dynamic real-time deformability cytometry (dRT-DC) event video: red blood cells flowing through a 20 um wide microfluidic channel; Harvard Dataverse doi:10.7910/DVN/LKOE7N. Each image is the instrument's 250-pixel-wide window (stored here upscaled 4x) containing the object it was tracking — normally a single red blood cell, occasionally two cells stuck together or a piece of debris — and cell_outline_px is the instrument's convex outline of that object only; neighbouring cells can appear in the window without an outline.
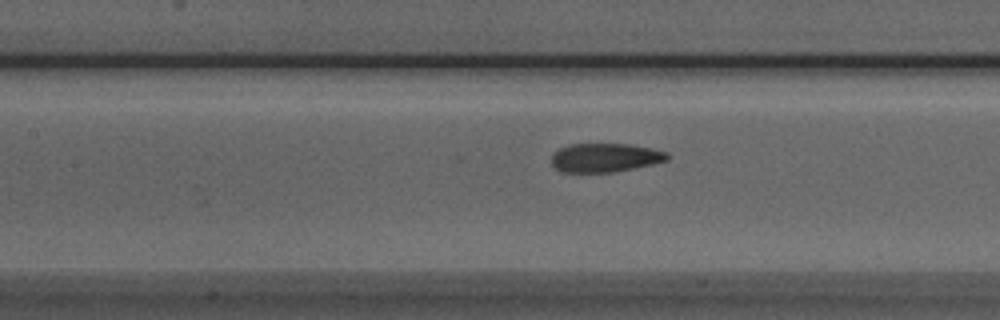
{"species": "Egyptian fruit bat (a non-hibernating species)", "species_latin": "Rousettus aegyptiacus", "temperature_condition": "room temperature", "stored_images_in_passage": 40, "camera_frame_rate_fps": 3000, "um_per_image_px": 0.085, "animal": {"sex": "male"}, "frame": {"image": 1, "passage_image": 16, "time_ms": 5.0, "image_size_px": [1000, 320], "cell_outline_px": [[672, 156], [668, 160], [652, 164], [612, 172], [560, 172], [552, 164], [552, 152], [568, 144], [632, 144], [652, 148], [668, 152]], "centroid_in_image_um": [51.45, 13.39], "position_along_channel_um": 156.0, "area_um2": 19.59}}
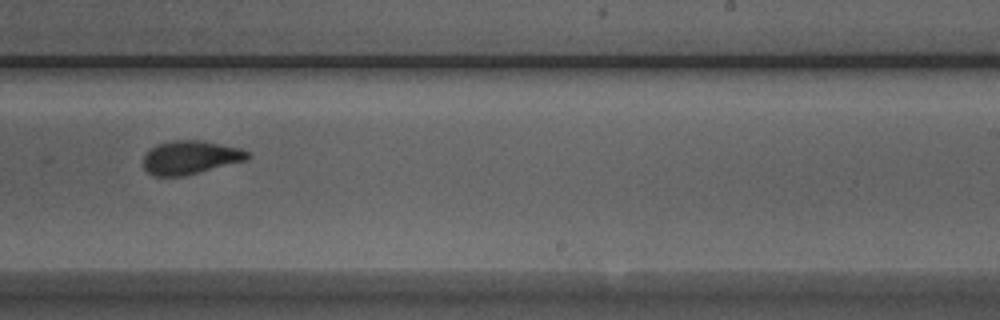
{"frame": {"image": 2, "passage_image": 25, "time_ms": 8.0, "image_size_px": [1000, 320], "cell_outline_px": [[252, 156], [248, 160], [200, 172], [180, 176], [152, 176], [144, 168], [144, 156], [156, 144], [172, 140], [200, 140], [240, 148], [248, 152]], "centroid_in_image_um": [16.2, 13.38], "position_along_channel_um": 272.8, "area_um2": 20.35}}
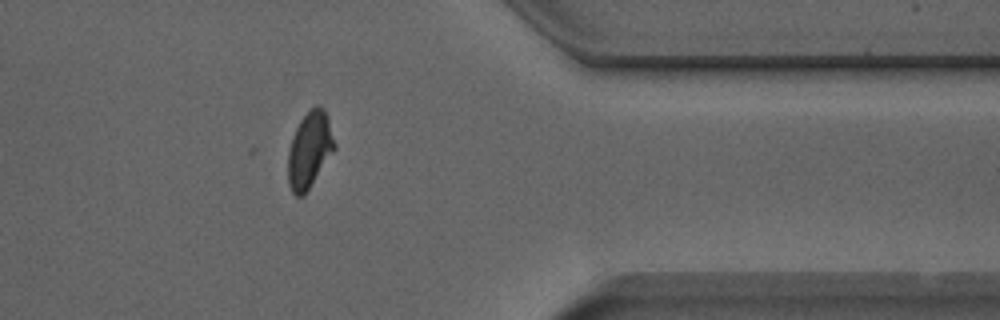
{"frame": {"image": 3, "passage_image": 35, "time_ms": 11.333, "image_size_px": [1000, 320], "cell_outline_px": [[336, 148], [304, 196], [296, 196], [292, 192], [288, 184], [288, 152], [292, 136], [300, 120], [308, 108], [316, 104], [324, 108], [336, 144]], "centroid_in_image_um": [26.3, 12.72], "position_along_channel_um": 385.1, "area_um2": 20.81}, "authors_computed_cell_mechanics": {"area_um2": 20.6346, "velocity_mm_per_s": 3.9075, "shape_relaxation_time_tau1_ms": null, "shape_relaxation_time_tau2_ms": 1.3463, "deformation_change_tau1": null, "deformation_change_tau2": 0.0729}}